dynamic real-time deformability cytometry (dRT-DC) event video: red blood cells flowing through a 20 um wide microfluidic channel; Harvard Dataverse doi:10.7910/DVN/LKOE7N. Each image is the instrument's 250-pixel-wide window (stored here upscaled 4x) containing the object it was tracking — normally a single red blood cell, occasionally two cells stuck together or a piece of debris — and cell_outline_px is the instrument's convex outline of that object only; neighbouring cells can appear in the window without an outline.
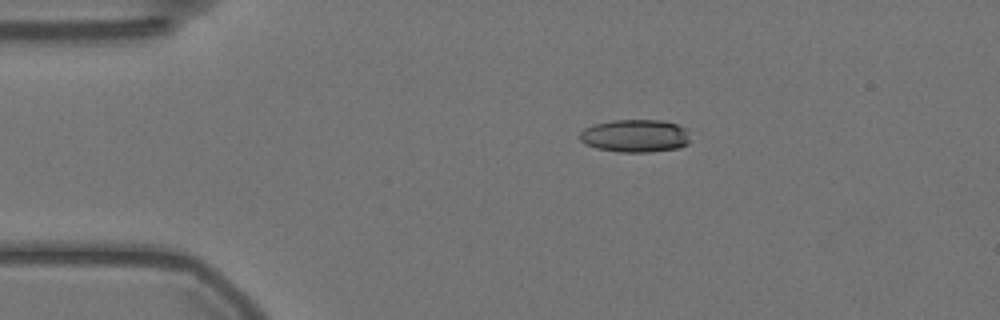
{"species": "Egyptian fruit bat (a non-hibernating species)", "species_latin": "Rousettus aegyptiacus", "temperature_condition": "warm", "stored_images_in_passage": 32, "camera_frame_rate_fps": 3000, "um_per_image_px": 0.085, "animal": {"sex": "female"}, "frame": {"image": 1, "passage_image": 1, "time_ms": 0.0, "image_size_px": [1000, 320], "cell_outline_px": [[688, 144], [680, 148], [648, 152], [620, 152], [596, 148], [584, 144], [580, 140], [580, 132], [584, 128], [592, 124], [612, 120], [660, 120], [676, 124], [684, 128], [688, 136]], "centroid_in_image_um": [53.94, 11.55], "position_along_channel_um": 31.1, "area_um2": 21.15}}
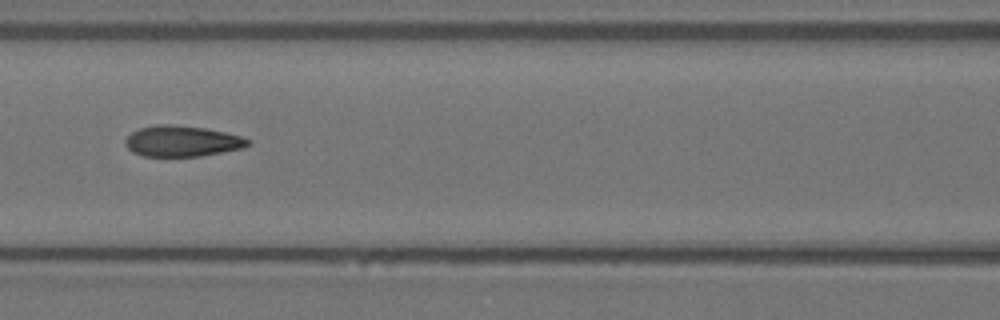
{"frame": {"image": 2, "passage_image": 15, "time_ms": 4.667, "image_size_px": [1000, 320], "cell_outline_px": [[252, 144], [244, 148], [200, 156], [144, 156], [132, 152], [124, 144], [124, 140], [132, 132], [140, 128], [156, 124], [172, 124], [204, 128], [224, 132], [240, 136], [252, 140]], "centroid_in_image_um": [15.49, 12.0], "position_along_channel_um": 151.1, "area_um2": 22.14}}
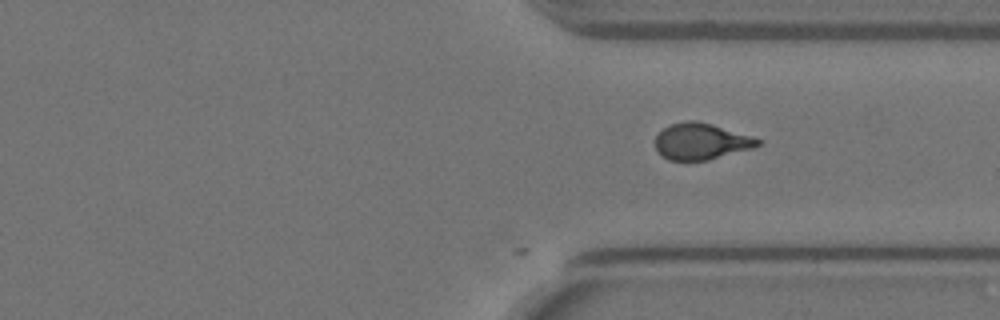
{"frame": {"image": 3, "passage_image": 32, "time_ms": 10.333, "image_size_px": [1000, 320], "cell_outline_px": [[760, 144], [752, 148], [708, 160], [668, 160], [656, 148], [656, 136], [668, 124], [684, 120], [696, 120], [712, 124], [752, 136], [760, 140]], "centroid_in_image_um": [59.58, 12.0], "position_along_channel_um": 351.8, "area_um2": 21.56}}